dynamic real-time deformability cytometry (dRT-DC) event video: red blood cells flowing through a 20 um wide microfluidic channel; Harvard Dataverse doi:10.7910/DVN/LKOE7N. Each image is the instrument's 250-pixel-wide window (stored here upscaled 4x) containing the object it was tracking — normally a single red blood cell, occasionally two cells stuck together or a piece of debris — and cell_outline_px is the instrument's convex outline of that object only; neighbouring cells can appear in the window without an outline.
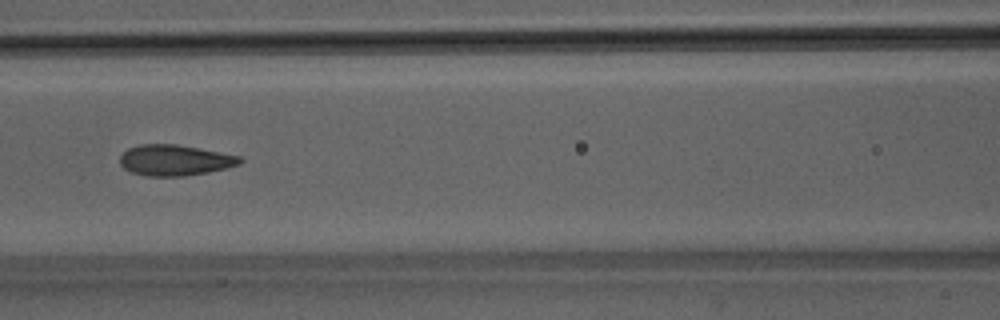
{"species": "Egyptian fruit bat (a non-hibernating species)", "species_latin": "Rousettus aegyptiacus", "temperature_condition": "room temperature", "stored_images_in_passage": 51, "camera_frame_rate_fps": 3000, "um_per_image_px": 0.085, "animal": {"sex": "male"}, "frame": {"image": 1, "passage_image": 23, "time_ms": 7.333, "image_size_px": [1000, 320], "cell_outline_px": [[244, 160], [240, 164], [208, 172], [184, 176], [144, 176], [132, 172], [124, 168], [120, 164], [120, 156], [128, 148], [140, 144], [176, 144], [240, 156]], "centroid_in_image_um": [14.84, 13.62], "position_along_channel_um": 151.8, "area_um2": 21.44}}
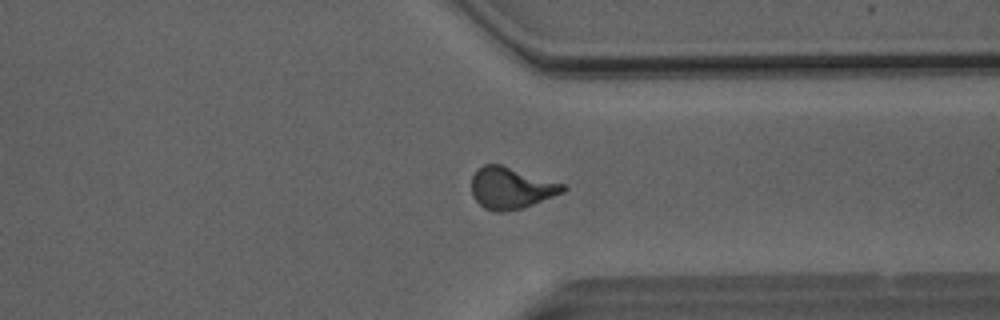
{"frame": {"image": 2, "passage_image": 39, "time_ms": 12.667, "image_size_px": [1000, 320], "cell_outline_px": [[568, 188], [564, 192], [532, 204], [520, 208], [504, 212], [496, 212], [484, 208], [472, 196], [472, 176], [476, 168], [484, 164], [500, 164], [564, 184]], "centroid_in_image_um": [43.41, 15.97], "position_along_channel_um": 368.0, "area_um2": 22.02}}
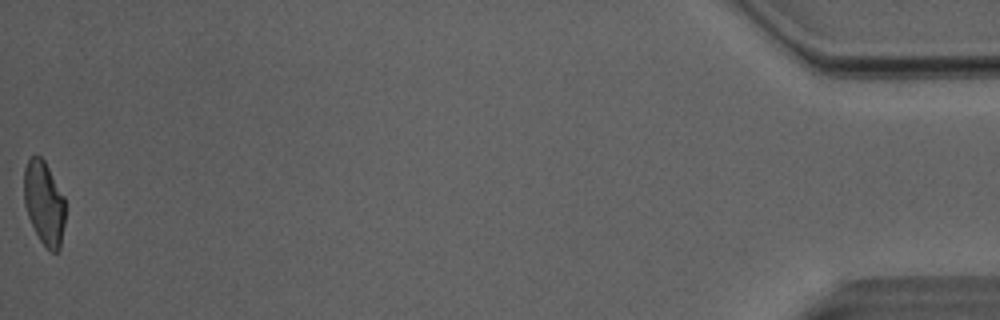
{"frame": {"image": 3, "passage_image": 51, "time_ms": 16.667, "image_size_px": [1000, 320], "cell_outline_px": [[64, 224], [60, 248], [56, 252], [52, 252], [40, 240], [28, 216], [24, 204], [24, 168], [28, 160], [32, 156], [40, 156], [44, 160], [64, 196]], "centroid_in_image_um": [3.74, 17.24], "position_along_channel_um": 431.5, "area_um2": 19.88}, "authors_computed_cell_mechanics": {"area_um2": 21.7328, "velocity_mm_per_s": 4.0671, "shape_relaxation_time_tau1_ms": 5.1043, "shape_relaxation_time_tau2_ms": 1.1297, "deformation_change_tau1": 0.1596, "deformation_change_tau2": 0.0696}}